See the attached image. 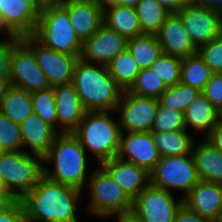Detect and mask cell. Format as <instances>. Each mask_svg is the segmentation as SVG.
<instances>
[{
	"instance_id": "obj_34",
	"label": "cell",
	"mask_w": 222,
	"mask_h": 222,
	"mask_svg": "<svg viewBox=\"0 0 222 222\" xmlns=\"http://www.w3.org/2000/svg\"><path fill=\"white\" fill-rule=\"evenodd\" d=\"M31 98L34 113L58 131L56 102L53 87L46 90L31 92Z\"/></svg>"
},
{
	"instance_id": "obj_49",
	"label": "cell",
	"mask_w": 222,
	"mask_h": 222,
	"mask_svg": "<svg viewBox=\"0 0 222 222\" xmlns=\"http://www.w3.org/2000/svg\"><path fill=\"white\" fill-rule=\"evenodd\" d=\"M115 222H140L131 212L114 215Z\"/></svg>"
},
{
	"instance_id": "obj_26",
	"label": "cell",
	"mask_w": 222,
	"mask_h": 222,
	"mask_svg": "<svg viewBox=\"0 0 222 222\" xmlns=\"http://www.w3.org/2000/svg\"><path fill=\"white\" fill-rule=\"evenodd\" d=\"M154 143L158 147L161 157L181 156L192 153L195 142L194 135L187 130H176L172 132L151 131Z\"/></svg>"
},
{
	"instance_id": "obj_12",
	"label": "cell",
	"mask_w": 222,
	"mask_h": 222,
	"mask_svg": "<svg viewBox=\"0 0 222 222\" xmlns=\"http://www.w3.org/2000/svg\"><path fill=\"white\" fill-rule=\"evenodd\" d=\"M10 66L12 86L29 92L52 87L45 73L38 67L34 52L21 39L12 47Z\"/></svg>"
},
{
	"instance_id": "obj_41",
	"label": "cell",
	"mask_w": 222,
	"mask_h": 222,
	"mask_svg": "<svg viewBox=\"0 0 222 222\" xmlns=\"http://www.w3.org/2000/svg\"><path fill=\"white\" fill-rule=\"evenodd\" d=\"M0 222H26L23 205L19 199L6 209L0 210Z\"/></svg>"
},
{
	"instance_id": "obj_51",
	"label": "cell",
	"mask_w": 222,
	"mask_h": 222,
	"mask_svg": "<svg viewBox=\"0 0 222 222\" xmlns=\"http://www.w3.org/2000/svg\"><path fill=\"white\" fill-rule=\"evenodd\" d=\"M96 2L102 7V9L121 4V0H96Z\"/></svg>"
},
{
	"instance_id": "obj_22",
	"label": "cell",
	"mask_w": 222,
	"mask_h": 222,
	"mask_svg": "<svg viewBox=\"0 0 222 222\" xmlns=\"http://www.w3.org/2000/svg\"><path fill=\"white\" fill-rule=\"evenodd\" d=\"M23 151L42 158L48 153L59 132L44 122L36 113H31L20 123Z\"/></svg>"
},
{
	"instance_id": "obj_15",
	"label": "cell",
	"mask_w": 222,
	"mask_h": 222,
	"mask_svg": "<svg viewBox=\"0 0 222 222\" xmlns=\"http://www.w3.org/2000/svg\"><path fill=\"white\" fill-rule=\"evenodd\" d=\"M151 172L161 159L151 132H121L117 156Z\"/></svg>"
},
{
	"instance_id": "obj_1",
	"label": "cell",
	"mask_w": 222,
	"mask_h": 222,
	"mask_svg": "<svg viewBox=\"0 0 222 222\" xmlns=\"http://www.w3.org/2000/svg\"><path fill=\"white\" fill-rule=\"evenodd\" d=\"M83 192L44 175L21 199L26 222H79Z\"/></svg>"
},
{
	"instance_id": "obj_54",
	"label": "cell",
	"mask_w": 222,
	"mask_h": 222,
	"mask_svg": "<svg viewBox=\"0 0 222 222\" xmlns=\"http://www.w3.org/2000/svg\"><path fill=\"white\" fill-rule=\"evenodd\" d=\"M0 186H6V185L4 184V181H3V179L1 178V176H0Z\"/></svg>"
},
{
	"instance_id": "obj_10",
	"label": "cell",
	"mask_w": 222,
	"mask_h": 222,
	"mask_svg": "<svg viewBox=\"0 0 222 222\" xmlns=\"http://www.w3.org/2000/svg\"><path fill=\"white\" fill-rule=\"evenodd\" d=\"M158 105L157 98L124 90L115 109L121 132H151Z\"/></svg>"
},
{
	"instance_id": "obj_4",
	"label": "cell",
	"mask_w": 222,
	"mask_h": 222,
	"mask_svg": "<svg viewBox=\"0 0 222 222\" xmlns=\"http://www.w3.org/2000/svg\"><path fill=\"white\" fill-rule=\"evenodd\" d=\"M113 111H87L72 132L97 165L117 156L121 128ZM116 119V120H115Z\"/></svg>"
},
{
	"instance_id": "obj_47",
	"label": "cell",
	"mask_w": 222,
	"mask_h": 222,
	"mask_svg": "<svg viewBox=\"0 0 222 222\" xmlns=\"http://www.w3.org/2000/svg\"><path fill=\"white\" fill-rule=\"evenodd\" d=\"M199 5L217 11L222 7V0H195Z\"/></svg>"
},
{
	"instance_id": "obj_28",
	"label": "cell",
	"mask_w": 222,
	"mask_h": 222,
	"mask_svg": "<svg viewBox=\"0 0 222 222\" xmlns=\"http://www.w3.org/2000/svg\"><path fill=\"white\" fill-rule=\"evenodd\" d=\"M127 49L141 69L150 66L163 54L158 37L155 34H142L128 39Z\"/></svg>"
},
{
	"instance_id": "obj_20",
	"label": "cell",
	"mask_w": 222,
	"mask_h": 222,
	"mask_svg": "<svg viewBox=\"0 0 222 222\" xmlns=\"http://www.w3.org/2000/svg\"><path fill=\"white\" fill-rule=\"evenodd\" d=\"M156 35L165 54L181 59L197 54L198 48L194 45L182 20L176 13H172L165 20Z\"/></svg>"
},
{
	"instance_id": "obj_3",
	"label": "cell",
	"mask_w": 222,
	"mask_h": 222,
	"mask_svg": "<svg viewBox=\"0 0 222 222\" xmlns=\"http://www.w3.org/2000/svg\"><path fill=\"white\" fill-rule=\"evenodd\" d=\"M71 84L87 111H113L123 93L107 66L80 59L75 65Z\"/></svg>"
},
{
	"instance_id": "obj_21",
	"label": "cell",
	"mask_w": 222,
	"mask_h": 222,
	"mask_svg": "<svg viewBox=\"0 0 222 222\" xmlns=\"http://www.w3.org/2000/svg\"><path fill=\"white\" fill-rule=\"evenodd\" d=\"M183 204L214 222L222 209V184L199 181L183 198Z\"/></svg>"
},
{
	"instance_id": "obj_27",
	"label": "cell",
	"mask_w": 222,
	"mask_h": 222,
	"mask_svg": "<svg viewBox=\"0 0 222 222\" xmlns=\"http://www.w3.org/2000/svg\"><path fill=\"white\" fill-rule=\"evenodd\" d=\"M0 111L13 122L20 124L34 112L31 92L11 85L1 99Z\"/></svg>"
},
{
	"instance_id": "obj_5",
	"label": "cell",
	"mask_w": 222,
	"mask_h": 222,
	"mask_svg": "<svg viewBox=\"0 0 222 222\" xmlns=\"http://www.w3.org/2000/svg\"><path fill=\"white\" fill-rule=\"evenodd\" d=\"M92 171L85 186L89 196L85 211L105 219L131 212L132 199L120 185L100 165Z\"/></svg>"
},
{
	"instance_id": "obj_53",
	"label": "cell",
	"mask_w": 222,
	"mask_h": 222,
	"mask_svg": "<svg viewBox=\"0 0 222 222\" xmlns=\"http://www.w3.org/2000/svg\"><path fill=\"white\" fill-rule=\"evenodd\" d=\"M217 17H218V20H219V25H220V28L222 29V7H220L217 11Z\"/></svg>"
},
{
	"instance_id": "obj_42",
	"label": "cell",
	"mask_w": 222,
	"mask_h": 222,
	"mask_svg": "<svg viewBox=\"0 0 222 222\" xmlns=\"http://www.w3.org/2000/svg\"><path fill=\"white\" fill-rule=\"evenodd\" d=\"M173 222H212L209 219L202 217L197 212L190 210L186 205H182L176 211Z\"/></svg>"
},
{
	"instance_id": "obj_23",
	"label": "cell",
	"mask_w": 222,
	"mask_h": 222,
	"mask_svg": "<svg viewBox=\"0 0 222 222\" xmlns=\"http://www.w3.org/2000/svg\"><path fill=\"white\" fill-rule=\"evenodd\" d=\"M192 155L199 180L222 184V152L206 138L194 142Z\"/></svg>"
},
{
	"instance_id": "obj_24",
	"label": "cell",
	"mask_w": 222,
	"mask_h": 222,
	"mask_svg": "<svg viewBox=\"0 0 222 222\" xmlns=\"http://www.w3.org/2000/svg\"><path fill=\"white\" fill-rule=\"evenodd\" d=\"M186 130L206 138L222 115L212 103L200 92L184 113ZM196 131V132H195Z\"/></svg>"
},
{
	"instance_id": "obj_18",
	"label": "cell",
	"mask_w": 222,
	"mask_h": 222,
	"mask_svg": "<svg viewBox=\"0 0 222 222\" xmlns=\"http://www.w3.org/2000/svg\"><path fill=\"white\" fill-rule=\"evenodd\" d=\"M59 133H72L87 110L72 84L53 86Z\"/></svg>"
},
{
	"instance_id": "obj_48",
	"label": "cell",
	"mask_w": 222,
	"mask_h": 222,
	"mask_svg": "<svg viewBox=\"0 0 222 222\" xmlns=\"http://www.w3.org/2000/svg\"><path fill=\"white\" fill-rule=\"evenodd\" d=\"M4 34V38L3 40H9V39H14V38H20V37H17L5 24L1 14H0V35H3ZM7 35V37H6Z\"/></svg>"
},
{
	"instance_id": "obj_30",
	"label": "cell",
	"mask_w": 222,
	"mask_h": 222,
	"mask_svg": "<svg viewBox=\"0 0 222 222\" xmlns=\"http://www.w3.org/2000/svg\"><path fill=\"white\" fill-rule=\"evenodd\" d=\"M109 74L122 88L128 90L140 72L137 62L128 49L120 52L108 65Z\"/></svg>"
},
{
	"instance_id": "obj_9",
	"label": "cell",
	"mask_w": 222,
	"mask_h": 222,
	"mask_svg": "<svg viewBox=\"0 0 222 222\" xmlns=\"http://www.w3.org/2000/svg\"><path fill=\"white\" fill-rule=\"evenodd\" d=\"M182 203V197L177 198L175 194L149 184L132 200L131 213L140 222H173Z\"/></svg>"
},
{
	"instance_id": "obj_31",
	"label": "cell",
	"mask_w": 222,
	"mask_h": 222,
	"mask_svg": "<svg viewBox=\"0 0 222 222\" xmlns=\"http://www.w3.org/2000/svg\"><path fill=\"white\" fill-rule=\"evenodd\" d=\"M212 74L211 69L198 53L181 59L180 82L182 84L194 87L201 92Z\"/></svg>"
},
{
	"instance_id": "obj_56",
	"label": "cell",
	"mask_w": 222,
	"mask_h": 222,
	"mask_svg": "<svg viewBox=\"0 0 222 222\" xmlns=\"http://www.w3.org/2000/svg\"><path fill=\"white\" fill-rule=\"evenodd\" d=\"M214 222H222V219H217V220L214 221Z\"/></svg>"
},
{
	"instance_id": "obj_11",
	"label": "cell",
	"mask_w": 222,
	"mask_h": 222,
	"mask_svg": "<svg viewBox=\"0 0 222 222\" xmlns=\"http://www.w3.org/2000/svg\"><path fill=\"white\" fill-rule=\"evenodd\" d=\"M20 39L34 52L38 67L45 73L52 87L72 83L78 56L48 48L33 35L23 36Z\"/></svg>"
},
{
	"instance_id": "obj_19",
	"label": "cell",
	"mask_w": 222,
	"mask_h": 222,
	"mask_svg": "<svg viewBox=\"0 0 222 222\" xmlns=\"http://www.w3.org/2000/svg\"><path fill=\"white\" fill-rule=\"evenodd\" d=\"M64 7L81 42L94 35L104 24L103 9L96 0H69Z\"/></svg>"
},
{
	"instance_id": "obj_2",
	"label": "cell",
	"mask_w": 222,
	"mask_h": 222,
	"mask_svg": "<svg viewBox=\"0 0 222 222\" xmlns=\"http://www.w3.org/2000/svg\"><path fill=\"white\" fill-rule=\"evenodd\" d=\"M88 153L73 133H59L43 157V175L82 192L91 175ZM47 164H51L48 165ZM52 168H51V167Z\"/></svg>"
},
{
	"instance_id": "obj_32",
	"label": "cell",
	"mask_w": 222,
	"mask_h": 222,
	"mask_svg": "<svg viewBox=\"0 0 222 222\" xmlns=\"http://www.w3.org/2000/svg\"><path fill=\"white\" fill-rule=\"evenodd\" d=\"M199 94L198 89L179 82L167 87V90L158 98V104L161 107L185 113L188 106Z\"/></svg>"
},
{
	"instance_id": "obj_38",
	"label": "cell",
	"mask_w": 222,
	"mask_h": 222,
	"mask_svg": "<svg viewBox=\"0 0 222 222\" xmlns=\"http://www.w3.org/2000/svg\"><path fill=\"white\" fill-rule=\"evenodd\" d=\"M197 53L212 73L222 74V35L199 47Z\"/></svg>"
},
{
	"instance_id": "obj_16",
	"label": "cell",
	"mask_w": 222,
	"mask_h": 222,
	"mask_svg": "<svg viewBox=\"0 0 222 222\" xmlns=\"http://www.w3.org/2000/svg\"><path fill=\"white\" fill-rule=\"evenodd\" d=\"M0 14L6 26L21 38L34 34L41 9L35 0H0Z\"/></svg>"
},
{
	"instance_id": "obj_45",
	"label": "cell",
	"mask_w": 222,
	"mask_h": 222,
	"mask_svg": "<svg viewBox=\"0 0 222 222\" xmlns=\"http://www.w3.org/2000/svg\"><path fill=\"white\" fill-rule=\"evenodd\" d=\"M16 198L8 191L6 186H0V210L9 207Z\"/></svg>"
},
{
	"instance_id": "obj_44",
	"label": "cell",
	"mask_w": 222,
	"mask_h": 222,
	"mask_svg": "<svg viewBox=\"0 0 222 222\" xmlns=\"http://www.w3.org/2000/svg\"><path fill=\"white\" fill-rule=\"evenodd\" d=\"M164 6L170 13H177L180 11L190 0H156Z\"/></svg>"
},
{
	"instance_id": "obj_7",
	"label": "cell",
	"mask_w": 222,
	"mask_h": 222,
	"mask_svg": "<svg viewBox=\"0 0 222 222\" xmlns=\"http://www.w3.org/2000/svg\"><path fill=\"white\" fill-rule=\"evenodd\" d=\"M0 176L8 191L20 200L43 176V158L24 151L0 152Z\"/></svg>"
},
{
	"instance_id": "obj_52",
	"label": "cell",
	"mask_w": 222,
	"mask_h": 222,
	"mask_svg": "<svg viewBox=\"0 0 222 222\" xmlns=\"http://www.w3.org/2000/svg\"><path fill=\"white\" fill-rule=\"evenodd\" d=\"M140 0H121V5L135 7Z\"/></svg>"
},
{
	"instance_id": "obj_17",
	"label": "cell",
	"mask_w": 222,
	"mask_h": 222,
	"mask_svg": "<svg viewBox=\"0 0 222 222\" xmlns=\"http://www.w3.org/2000/svg\"><path fill=\"white\" fill-rule=\"evenodd\" d=\"M100 166L117 182L122 190L133 200L149 184L150 173L144 168L114 157Z\"/></svg>"
},
{
	"instance_id": "obj_13",
	"label": "cell",
	"mask_w": 222,
	"mask_h": 222,
	"mask_svg": "<svg viewBox=\"0 0 222 222\" xmlns=\"http://www.w3.org/2000/svg\"><path fill=\"white\" fill-rule=\"evenodd\" d=\"M176 14L197 48L222 35L216 11L199 5L195 0H190Z\"/></svg>"
},
{
	"instance_id": "obj_46",
	"label": "cell",
	"mask_w": 222,
	"mask_h": 222,
	"mask_svg": "<svg viewBox=\"0 0 222 222\" xmlns=\"http://www.w3.org/2000/svg\"><path fill=\"white\" fill-rule=\"evenodd\" d=\"M37 6L42 10L48 7L64 6L69 0H35Z\"/></svg>"
},
{
	"instance_id": "obj_35",
	"label": "cell",
	"mask_w": 222,
	"mask_h": 222,
	"mask_svg": "<svg viewBox=\"0 0 222 222\" xmlns=\"http://www.w3.org/2000/svg\"><path fill=\"white\" fill-rule=\"evenodd\" d=\"M150 70L158 75L167 86L180 82L181 58L163 53L151 66Z\"/></svg>"
},
{
	"instance_id": "obj_33",
	"label": "cell",
	"mask_w": 222,
	"mask_h": 222,
	"mask_svg": "<svg viewBox=\"0 0 222 222\" xmlns=\"http://www.w3.org/2000/svg\"><path fill=\"white\" fill-rule=\"evenodd\" d=\"M166 90L167 86L162 82L156 73L150 70V68L141 69L135 82L128 89V91L132 94L157 99Z\"/></svg>"
},
{
	"instance_id": "obj_25",
	"label": "cell",
	"mask_w": 222,
	"mask_h": 222,
	"mask_svg": "<svg viewBox=\"0 0 222 222\" xmlns=\"http://www.w3.org/2000/svg\"><path fill=\"white\" fill-rule=\"evenodd\" d=\"M104 24L127 39L142 35L135 7L121 4L103 9Z\"/></svg>"
},
{
	"instance_id": "obj_40",
	"label": "cell",
	"mask_w": 222,
	"mask_h": 222,
	"mask_svg": "<svg viewBox=\"0 0 222 222\" xmlns=\"http://www.w3.org/2000/svg\"><path fill=\"white\" fill-rule=\"evenodd\" d=\"M19 40L20 38H14L0 41V78L2 79L10 80L11 78V50Z\"/></svg>"
},
{
	"instance_id": "obj_29",
	"label": "cell",
	"mask_w": 222,
	"mask_h": 222,
	"mask_svg": "<svg viewBox=\"0 0 222 222\" xmlns=\"http://www.w3.org/2000/svg\"><path fill=\"white\" fill-rule=\"evenodd\" d=\"M135 10L142 34H157L165 20L172 14L156 0H140Z\"/></svg>"
},
{
	"instance_id": "obj_50",
	"label": "cell",
	"mask_w": 222,
	"mask_h": 222,
	"mask_svg": "<svg viewBox=\"0 0 222 222\" xmlns=\"http://www.w3.org/2000/svg\"><path fill=\"white\" fill-rule=\"evenodd\" d=\"M10 86H11L10 80L0 78V102Z\"/></svg>"
},
{
	"instance_id": "obj_39",
	"label": "cell",
	"mask_w": 222,
	"mask_h": 222,
	"mask_svg": "<svg viewBox=\"0 0 222 222\" xmlns=\"http://www.w3.org/2000/svg\"><path fill=\"white\" fill-rule=\"evenodd\" d=\"M201 93L222 115V74L213 73Z\"/></svg>"
},
{
	"instance_id": "obj_36",
	"label": "cell",
	"mask_w": 222,
	"mask_h": 222,
	"mask_svg": "<svg viewBox=\"0 0 222 222\" xmlns=\"http://www.w3.org/2000/svg\"><path fill=\"white\" fill-rule=\"evenodd\" d=\"M4 151H23V140L20 124L0 111V152Z\"/></svg>"
},
{
	"instance_id": "obj_43",
	"label": "cell",
	"mask_w": 222,
	"mask_h": 222,
	"mask_svg": "<svg viewBox=\"0 0 222 222\" xmlns=\"http://www.w3.org/2000/svg\"><path fill=\"white\" fill-rule=\"evenodd\" d=\"M206 139L222 152V117L218 120Z\"/></svg>"
},
{
	"instance_id": "obj_6",
	"label": "cell",
	"mask_w": 222,
	"mask_h": 222,
	"mask_svg": "<svg viewBox=\"0 0 222 222\" xmlns=\"http://www.w3.org/2000/svg\"><path fill=\"white\" fill-rule=\"evenodd\" d=\"M33 36L55 51L80 56L82 42L77 37L64 6L42 9Z\"/></svg>"
},
{
	"instance_id": "obj_37",
	"label": "cell",
	"mask_w": 222,
	"mask_h": 222,
	"mask_svg": "<svg viewBox=\"0 0 222 222\" xmlns=\"http://www.w3.org/2000/svg\"><path fill=\"white\" fill-rule=\"evenodd\" d=\"M186 130L184 113L158 105L151 131L172 132Z\"/></svg>"
},
{
	"instance_id": "obj_14",
	"label": "cell",
	"mask_w": 222,
	"mask_h": 222,
	"mask_svg": "<svg viewBox=\"0 0 222 222\" xmlns=\"http://www.w3.org/2000/svg\"><path fill=\"white\" fill-rule=\"evenodd\" d=\"M128 39L103 24L90 38L82 42L80 60L107 66L127 49Z\"/></svg>"
},
{
	"instance_id": "obj_8",
	"label": "cell",
	"mask_w": 222,
	"mask_h": 222,
	"mask_svg": "<svg viewBox=\"0 0 222 222\" xmlns=\"http://www.w3.org/2000/svg\"><path fill=\"white\" fill-rule=\"evenodd\" d=\"M192 153L181 156H164L150 172V184L178 194L184 198L199 182ZM177 191V192H176Z\"/></svg>"
},
{
	"instance_id": "obj_55",
	"label": "cell",
	"mask_w": 222,
	"mask_h": 222,
	"mask_svg": "<svg viewBox=\"0 0 222 222\" xmlns=\"http://www.w3.org/2000/svg\"><path fill=\"white\" fill-rule=\"evenodd\" d=\"M219 219H222V209H221V212H220V217H219Z\"/></svg>"
}]
</instances>
